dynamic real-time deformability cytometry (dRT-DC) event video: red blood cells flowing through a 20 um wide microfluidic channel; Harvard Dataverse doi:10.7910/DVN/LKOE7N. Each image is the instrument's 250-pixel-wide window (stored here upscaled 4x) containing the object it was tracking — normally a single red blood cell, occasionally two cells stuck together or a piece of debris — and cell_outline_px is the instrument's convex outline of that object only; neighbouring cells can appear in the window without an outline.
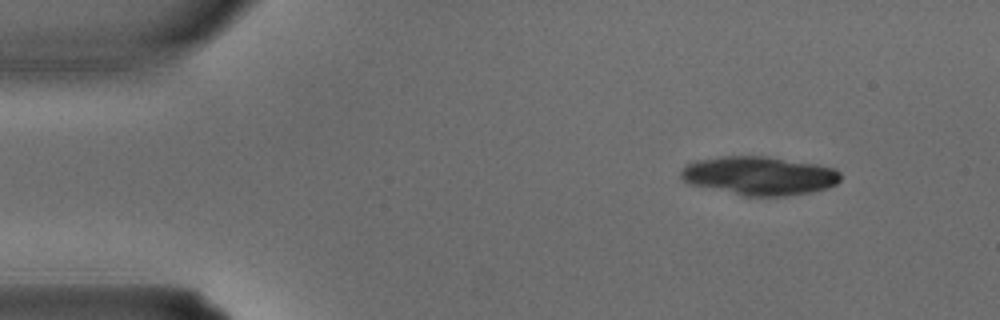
{"species": "common noctule bat (a hibernating species)", "species_latin": "Nyctalus noctula", "temperature_condition": "warm", "stored_images_in_passage": 3, "camera_frame_rate_fps": 3000, "um_per_image_px": 0.085, "animal": {"sex": "male", "body_mass_g": 15.6}, "frame": {"image": 1, "passage_image": 1, "time_ms": 0.0, "image_size_px": [1000, 320], "cell_outline_px": [[840, 180], [836, 184], [828, 188], [812, 192], [784, 196], [744, 196], [688, 184], [680, 176], [680, 172], [688, 164], [696, 160], [720, 156], [764, 156], [816, 164], [836, 168], [840, 172]], "centroid_in_image_um": [64.55, 14.94], "position_along_channel_um": 20.5, "area_um2": 36.07}}